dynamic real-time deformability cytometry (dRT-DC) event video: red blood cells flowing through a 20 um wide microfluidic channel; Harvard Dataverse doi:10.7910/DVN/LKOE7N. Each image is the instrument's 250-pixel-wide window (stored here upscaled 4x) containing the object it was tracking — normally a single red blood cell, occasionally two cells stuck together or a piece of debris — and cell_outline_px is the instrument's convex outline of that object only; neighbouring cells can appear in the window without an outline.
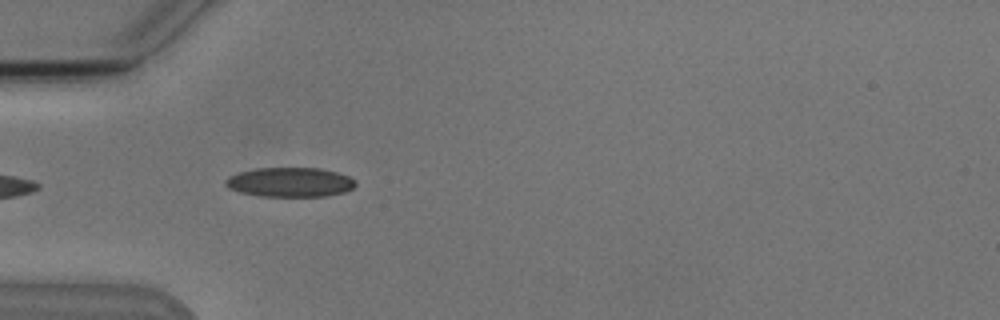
{"species": "Egyptian fruit bat (a non-hibernating species)", "species_latin": "Rousettus aegyptiacus", "temperature_condition": "cold", "stored_images_in_passage": 5, "camera_frame_rate_fps": 3000, "um_per_image_px": 0.085, "animal": {"sex": "male"}, "frame": {"image": 1, "passage_image": 5, "time_ms": 5.0, "image_size_px": [1000, 320], "cell_outline_px": [[356, 184], [352, 188], [344, 192], [324, 196], [260, 196], [240, 192], [228, 188], [224, 184], [224, 180], [228, 176], [240, 172], [256, 168], [320, 168], [336, 172], [348, 176], [356, 180]], "centroid_in_image_um": [24.63, 15.48], "position_along_channel_um": 60.4, "area_um2": 22.31}}